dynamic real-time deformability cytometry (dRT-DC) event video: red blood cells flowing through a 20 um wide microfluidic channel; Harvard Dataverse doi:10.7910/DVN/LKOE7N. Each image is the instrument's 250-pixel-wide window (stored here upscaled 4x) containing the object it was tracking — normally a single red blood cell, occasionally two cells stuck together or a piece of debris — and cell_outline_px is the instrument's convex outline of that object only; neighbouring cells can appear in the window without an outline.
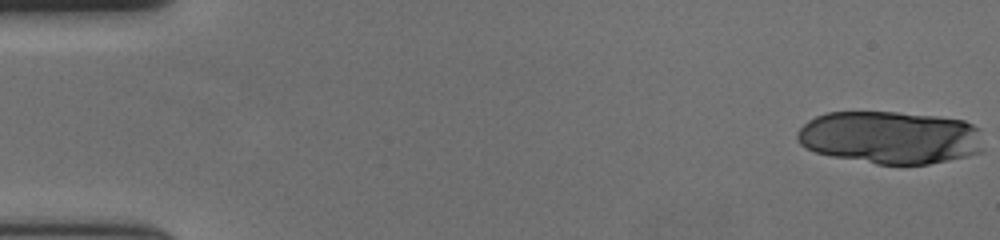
{"species": "human", "species_latin": "Homo sapiens", "temperature_condition": "cold", "stored_images_in_passage": 19, "camera_frame_rate_fps": 3000, "um_per_image_px": 0.085, "donor": {"sex": "female"}, "frame": {"image": 1, "passage_image": 1, "time_ms": 0.0, "image_size_px": [1000, 240], "cell_outline_px": [[984, 148], [980, 152], [968, 156], [928, 164], [876, 164], [832, 156], [816, 152], [800, 144], [796, 140], [796, 132], [808, 120], [816, 116], [828, 112], [896, 112], [940, 116], [964, 120], [980, 128]], "centroid_in_image_um": [75.7, 11.67], "position_along_channel_um": 9.3, "area_um2": 57.74}}